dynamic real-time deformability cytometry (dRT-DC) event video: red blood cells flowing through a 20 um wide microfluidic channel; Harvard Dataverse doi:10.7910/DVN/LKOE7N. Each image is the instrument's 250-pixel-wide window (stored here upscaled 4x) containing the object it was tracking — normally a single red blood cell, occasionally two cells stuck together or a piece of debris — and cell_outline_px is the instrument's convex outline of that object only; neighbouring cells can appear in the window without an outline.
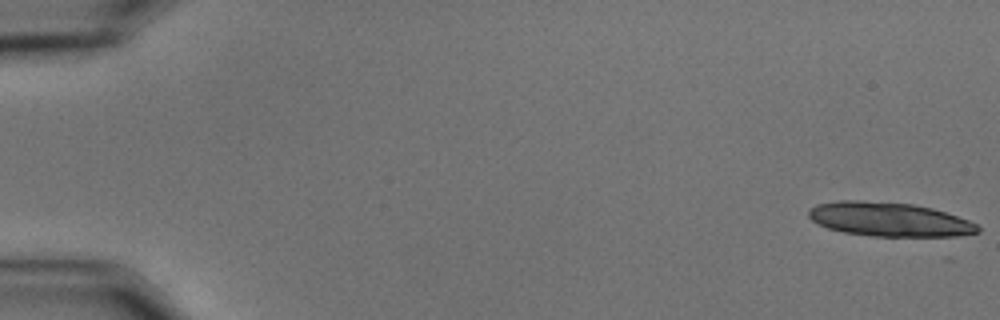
{"species": "common noctule bat (a hibernating species)", "species_latin": "Nyctalus noctula", "temperature_condition": "cold", "stored_images_in_passage": 13, "camera_frame_rate_fps": 3000, "um_per_image_px": 0.085, "animal": {"sex": "male", "body_mass_g": 15.6}, "frame": {"image": 1, "passage_image": 1, "time_ms": 0.0, "image_size_px": [1000, 320], "cell_outline_px": [[980, 232], [956, 236], [872, 236], [844, 232], [828, 228], [812, 220], [808, 216], [808, 208], [816, 204], [836, 200], [860, 200], [912, 204], [932, 208], [968, 220], [976, 224], [980, 228]], "centroid_in_image_um": [75.55, 18.64], "position_along_channel_um": 9.5, "area_um2": 33.47}}